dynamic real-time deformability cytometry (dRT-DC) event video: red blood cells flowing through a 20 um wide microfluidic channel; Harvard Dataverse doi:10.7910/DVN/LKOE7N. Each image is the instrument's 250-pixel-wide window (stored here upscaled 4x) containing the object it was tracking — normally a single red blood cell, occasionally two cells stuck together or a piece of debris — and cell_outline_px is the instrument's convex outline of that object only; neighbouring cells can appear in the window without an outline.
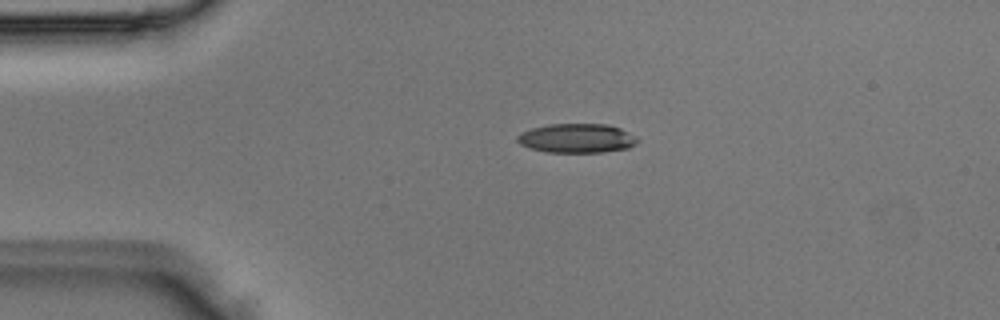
{"species": "Egyptian fruit bat (a non-hibernating species)", "species_latin": "Rousettus aegyptiacus", "temperature_condition": "room temperature", "stored_images_in_passage": 3, "camera_frame_rate_fps": 3000, "um_per_image_px": 0.085, "animal": {"sex": "male"}, "frame": {"image": 1, "passage_image": 1, "time_ms": 0.0, "image_size_px": [1000, 320], "cell_outline_px": [[636, 144], [628, 148], [604, 152], [544, 152], [528, 148], [520, 144], [516, 140], [516, 136], [520, 132], [532, 128], [548, 124], [608, 124], [620, 128], [636, 136]], "centroid_in_image_um": [48.98, 11.75], "position_along_channel_um": 36.0, "area_um2": 20.58}}